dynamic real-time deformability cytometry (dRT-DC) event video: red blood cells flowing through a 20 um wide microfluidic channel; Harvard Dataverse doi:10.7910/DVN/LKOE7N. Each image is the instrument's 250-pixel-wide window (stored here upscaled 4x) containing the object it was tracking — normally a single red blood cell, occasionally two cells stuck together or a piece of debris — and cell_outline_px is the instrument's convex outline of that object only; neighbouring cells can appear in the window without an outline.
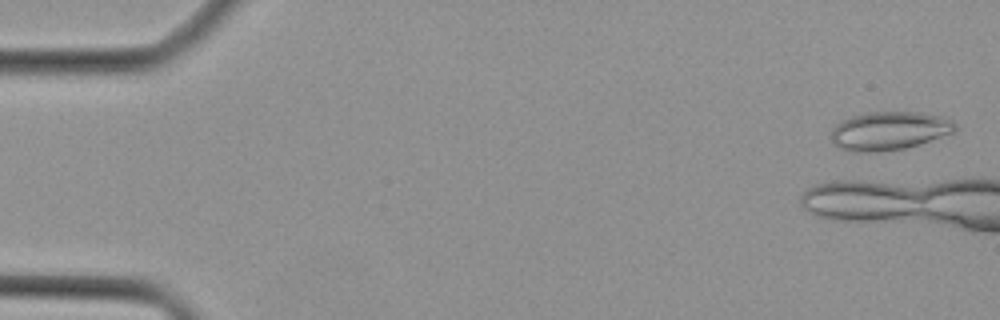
{"species": "Egyptian fruit bat (a non-hibernating species)", "species_latin": "Rousettus aegyptiacus", "temperature_condition": "cold", "stored_images_in_passage": 5, "camera_frame_rate_fps": 3000, "um_per_image_px": 0.085, "animal": {"sex": "female"}, "frame": {"image": 1, "passage_image": 1, "time_ms": 0.0, "image_size_px": [1000, 320], "cell_outline_px": [[956, 132], [904, 148], [876, 152], [860, 152], [840, 148], [832, 140], [832, 128], [836, 124], [852, 116], [868, 112], [916, 112], [940, 116], [952, 120], [956, 124]], "centroid_in_image_um": [75.6, 11.11], "position_along_channel_um": 9.4, "area_um2": 27.46}}